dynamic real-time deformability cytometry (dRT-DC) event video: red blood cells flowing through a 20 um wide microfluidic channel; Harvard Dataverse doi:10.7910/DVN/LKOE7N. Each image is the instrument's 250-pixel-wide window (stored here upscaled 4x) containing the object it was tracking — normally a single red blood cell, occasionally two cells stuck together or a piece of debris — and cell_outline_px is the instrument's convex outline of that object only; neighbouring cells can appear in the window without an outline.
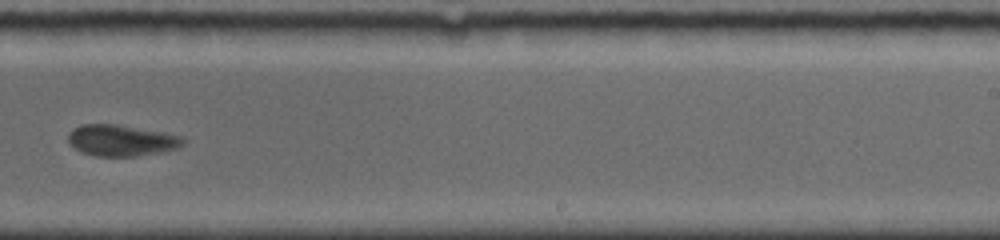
{"species": "common noctule bat (a hibernating species)", "species_latin": "Nyctalus noctula", "temperature_condition": "room temperature", "stored_images_in_passage": 30, "camera_frame_rate_fps": 5000, "um_per_image_px": 0.085, "animal": {"sex": "female", "body_mass_g": 19.0, "forearm_length_mm": 56.7}, "frame": {"image": 1, "passage_image": 13, "time_ms": 6.4, "image_size_px": [1000, 240], "cell_outline_px": [[184, 140], [176, 148], [156, 152], [132, 156], [96, 156], [84, 152], [76, 148], [68, 140], [68, 136], [72, 128], [80, 124], [116, 124], [160, 132], [180, 136]], "centroid_in_image_um": [10.23, 11.92], "position_along_channel_um": 278.8, "area_um2": 20.23}, "authors_computed_cell_mechanics": {"area_um2": 20.519, "velocity_mm_per_s": 3.8274, "shape_relaxation_time_tau1_ms": 3.8348, "shape_relaxation_time_tau2_ms": 2.1355, "deformation_change_tau1": 0.0997, "deformation_change_tau2": 0.064}}